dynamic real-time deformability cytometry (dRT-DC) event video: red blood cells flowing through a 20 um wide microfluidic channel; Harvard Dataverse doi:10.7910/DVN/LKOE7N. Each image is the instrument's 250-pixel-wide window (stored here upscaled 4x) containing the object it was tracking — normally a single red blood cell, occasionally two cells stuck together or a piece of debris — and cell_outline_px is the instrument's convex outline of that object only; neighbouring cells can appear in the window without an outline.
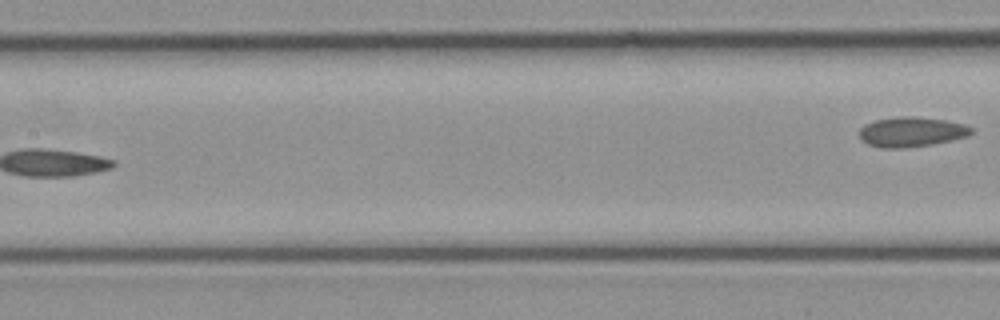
{"species": "common noctule bat (a hibernating species)", "species_latin": "Nyctalus noctula", "temperature_condition": "cold", "stored_images_in_passage": 16, "segment_of_instrument_passage": [2, 2], "camera_frame_rate_fps": 3000, "um_per_image_px": 0.085, "animal": {"sex": "female", "body_mass_g": 21.9}, "frame": {"image": 1, "passage_image": 16, "time_ms": 5.0, "image_size_px": [1000, 320], "cell_outline_px": [[972, 132], [968, 136], [952, 140], [932, 144], [904, 148], [880, 148], [868, 144], [860, 140], [860, 128], [864, 124], [876, 120], [896, 116], [912, 116], [948, 120], [964, 124], [972, 128]], "centroid_in_image_um": [77.46, 11.21], "position_along_channel_um": 129.9, "area_um2": 19.65}}